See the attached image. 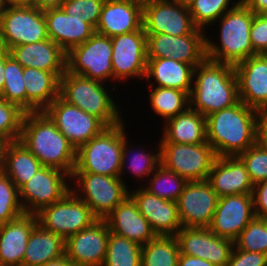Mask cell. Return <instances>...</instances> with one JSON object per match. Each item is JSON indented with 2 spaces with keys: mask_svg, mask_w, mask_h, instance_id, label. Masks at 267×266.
<instances>
[{
  "mask_svg": "<svg viewBox=\"0 0 267 266\" xmlns=\"http://www.w3.org/2000/svg\"><path fill=\"white\" fill-rule=\"evenodd\" d=\"M37 223L64 240L91 226L98 218L89 206L70 191L62 200L41 208Z\"/></svg>",
  "mask_w": 267,
  "mask_h": 266,
  "instance_id": "9",
  "label": "cell"
},
{
  "mask_svg": "<svg viewBox=\"0 0 267 266\" xmlns=\"http://www.w3.org/2000/svg\"><path fill=\"white\" fill-rule=\"evenodd\" d=\"M260 114L239 100L231 107L206 116L207 142L216 156H238L253 146Z\"/></svg>",
  "mask_w": 267,
  "mask_h": 266,
  "instance_id": "1",
  "label": "cell"
},
{
  "mask_svg": "<svg viewBox=\"0 0 267 266\" xmlns=\"http://www.w3.org/2000/svg\"><path fill=\"white\" fill-rule=\"evenodd\" d=\"M9 141L0 137V173L4 170L5 151Z\"/></svg>",
  "mask_w": 267,
  "mask_h": 266,
  "instance_id": "55",
  "label": "cell"
},
{
  "mask_svg": "<svg viewBox=\"0 0 267 266\" xmlns=\"http://www.w3.org/2000/svg\"><path fill=\"white\" fill-rule=\"evenodd\" d=\"M111 58V38L95 32L88 40L67 53L66 70L101 82L109 79L113 81Z\"/></svg>",
  "mask_w": 267,
  "mask_h": 266,
  "instance_id": "11",
  "label": "cell"
},
{
  "mask_svg": "<svg viewBox=\"0 0 267 266\" xmlns=\"http://www.w3.org/2000/svg\"><path fill=\"white\" fill-rule=\"evenodd\" d=\"M218 198L207 180L187 182L176 202L182 227L208 228L212 222Z\"/></svg>",
  "mask_w": 267,
  "mask_h": 266,
  "instance_id": "17",
  "label": "cell"
},
{
  "mask_svg": "<svg viewBox=\"0 0 267 266\" xmlns=\"http://www.w3.org/2000/svg\"><path fill=\"white\" fill-rule=\"evenodd\" d=\"M127 135H126V140L123 142V148H122V166H121V171H120V178L122 179L123 182H125V179L122 177L125 175L124 172L125 170H129L130 173L134 176L135 178H141L139 181L145 179L147 181V178H149L152 173L155 171V169L160 165V146H157L155 151H151L146 153V150H143V147L139 150L133 149V146H128V140H127ZM133 151V152H132ZM156 152V153H155ZM129 154V155H128ZM129 156V157H128ZM128 159V160H127ZM130 161V162H129ZM129 163L128 165L126 164ZM129 166L128 169H126Z\"/></svg>",
  "mask_w": 267,
  "mask_h": 266,
  "instance_id": "35",
  "label": "cell"
},
{
  "mask_svg": "<svg viewBox=\"0 0 267 266\" xmlns=\"http://www.w3.org/2000/svg\"><path fill=\"white\" fill-rule=\"evenodd\" d=\"M163 123L159 143L200 144L207 141L206 117L191 107Z\"/></svg>",
  "mask_w": 267,
  "mask_h": 266,
  "instance_id": "30",
  "label": "cell"
},
{
  "mask_svg": "<svg viewBox=\"0 0 267 266\" xmlns=\"http://www.w3.org/2000/svg\"><path fill=\"white\" fill-rule=\"evenodd\" d=\"M25 114L19 106L0 95V137L9 142L19 140Z\"/></svg>",
  "mask_w": 267,
  "mask_h": 266,
  "instance_id": "43",
  "label": "cell"
},
{
  "mask_svg": "<svg viewBox=\"0 0 267 266\" xmlns=\"http://www.w3.org/2000/svg\"><path fill=\"white\" fill-rule=\"evenodd\" d=\"M237 249L267 254V222L263 217H254L234 241Z\"/></svg>",
  "mask_w": 267,
  "mask_h": 266,
  "instance_id": "41",
  "label": "cell"
},
{
  "mask_svg": "<svg viewBox=\"0 0 267 266\" xmlns=\"http://www.w3.org/2000/svg\"><path fill=\"white\" fill-rule=\"evenodd\" d=\"M19 141L42 166L72 175L76 165V149L44 111L25 114Z\"/></svg>",
  "mask_w": 267,
  "mask_h": 266,
  "instance_id": "2",
  "label": "cell"
},
{
  "mask_svg": "<svg viewBox=\"0 0 267 266\" xmlns=\"http://www.w3.org/2000/svg\"><path fill=\"white\" fill-rule=\"evenodd\" d=\"M225 266H267V254L243 251L234 246Z\"/></svg>",
  "mask_w": 267,
  "mask_h": 266,
  "instance_id": "47",
  "label": "cell"
},
{
  "mask_svg": "<svg viewBox=\"0 0 267 266\" xmlns=\"http://www.w3.org/2000/svg\"><path fill=\"white\" fill-rule=\"evenodd\" d=\"M160 164L187 182L207 180L216 154L206 141L200 144L159 143Z\"/></svg>",
  "mask_w": 267,
  "mask_h": 266,
  "instance_id": "8",
  "label": "cell"
},
{
  "mask_svg": "<svg viewBox=\"0 0 267 266\" xmlns=\"http://www.w3.org/2000/svg\"><path fill=\"white\" fill-rule=\"evenodd\" d=\"M41 266H75V264L66 256L47 262Z\"/></svg>",
  "mask_w": 267,
  "mask_h": 266,
  "instance_id": "53",
  "label": "cell"
},
{
  "mask_svg": "<svg viewBox=\"0 0 267 266\" xmlns=\"http://www.w3.org/2000/svg\"><path fill=\"white\" fill-rule=\"evenodd\" d=\"M69 178V179H68ZM71 175L59 169L43 166L20 189V201L25 213L36 214L41 208L62 200L70 191Z\"/></svg>",
  "mask_w": 267,
  "mask_h": 266,
  "instance_id": "12",
  "label": "cell"
},
{
  "mask_svg": "<svg viewBox=\"0 0 267 266\" xmlns=\"http://www.w3.org/2000/svg\"><path fill=\"white\" fill-rule=\"evenodd\" d=\"M110 229L104 219L65 240V255L75 266H102Z\"/></svg>",
  "mask_w": 267,
  "mask_h": 266,
  "instance_id": "20",
  "label": "cell"
},
{
  "mask_svg": "<svg viewBox=\"0 0 267 266\" xmlns=\"http://www.w3.org/2000/svg\"><path fill=\"white\" fill-rule=\"evenodd\" d=\"M206 32L196 28L191 34H146L147 58H172L194 68L206 59Z\"/></svg>",
  "mask_w": 267,
  "mask_h": 266,
  "instance_id": "14",
  "label": "cell"
},
{
  "mask_svg": "<svg viewBox=\"0 0 267 266\" xmlns=\"http://www.w3.org/2000/svg\"><path fill=\"white\" fill-rule=\"evenodd\" d=\"M5 7L32 6V0H3Z\"/></svg>",
  "mask_w": 267,
  "mask_h": 266,
  "instance_id": "56",
  "label": "cell"
},
{
  "mask_svg": "<svg viewBox=\"0 0 267 266\" xmlns=\"http://www.w3.org/2000/svg\"><path fill=\"white\" fill-rule=\"evenodd\" d=\"M194 67L172 58H148L145 79L148 86L175 88L186 91L189 95L192 91ZM156 83V85H154Z\"/></svg>",
  "mask_w": 267,
  "mask_h": 266,
  "instance_id": "29",
  "label": "cell"
},
{
  "mask_svg": "<svg viewBox=\"0 0 267 266\" xmlns=\"http://www.w3.org/2000/svg\"><path fill=\"white\" fill-rule=\"evenodd\" d=\"M143 29L146 34H191L196 27L186 6L162 0L143 7Z\"/></svg>",
  "mask_w": 267,
  "mask_h": 266,
  "instance_id": "19",
  "label": "cell"
},
{
  "mask_svg": "<svg viewBox=\"0 0 267 266\" xmlns=\"http://www.w3.org/2000/svg\"><path fill=\"white\" fill-rule=\"evenodd\" d=\"M152 110L163 118V122L177 116L190 107L189 94L175 88L148 86Z\"/></svg>",
  "mask_w": 267,
  "mask_h": 266,
  "instance_id": "34",
  "label": "cell"
},
{
  "mask_svg": "<svg viewBox=\"0 0 267 266\" xmlns=\"http://www.w3.org/2000/svg\"><path fill=\"white\" fill-rule=\"evenodd\" d=\"M173 2L178 3L179 5H183L186 7H189V5L194 1V0H171Z\"/></svg>",
  "mask_w": 267,
  "mask_h": 266,
  "instance_id": "58",
  "label": "cell"
},
{
  "mask_svg": "<svg viewBox=\"0 0 267 266\" xmlns=\"http://www.w3.org/2000/svg\"><path fill=\"white\" fill-rule=\"evenodd\" d=\"M232 0H194L188 7L193 24L196 28L205 31L209 25L215 24L228 10H231L237 2ZM232 6H229L230 4ZM235 3V4H234ZM208 26V27H207Z\"/></svg>",
  "mask_w": 267,
  "mask_h": 266,
  "instance_id": "40",
  "label": "cell"
},
{
  "mask_svg": "<svg viewBox=\"0 0 267 266\" xmlns=\"http://www.w3.org/2000/svg\"><path fill=\"white\" fill-rule=\"evenodd\" d=\"M254 212L256 217L267 216V180L257 183L252 191Z\"/></svg>",
  "mask_w": 267,
  "mask_h": 266,
  "instance_id": "48",
  "label": "cell"
},
{
  "mask_svg": "<svg viewBox=\"0 0 267 266\" xmlns=\"http://www.w3.org/2000/svg\"><path fill=\"white\" fill-rule=\"evenodd\" d=\"M124 121L106 127L100 134L76 150L73 172H87L120 177L123 142L126 140Z\"/></svg>",
  "mask_w": 267,
  "mask_h": 266,
  "instance_id": "6",
  "label": "cell"
},
{
  "mask_svg": "<svg viewBox=\"0 0 267 266\" xmlns=\"http://www.w3.org/2000/svg\"><path fill=\"white\" fill-rule=\"evenodd\" d=\"M37 224L35 214L25 213L0 225V264L22 266L29 236Z\"/></svg>",
  "mask_w": 267,
  "mask_h": 266,
  "instance_id": "28",
  "label": "cell"
},
{
  "mask_svg": "<svg viewBox=\"0 0 267 266\" xmlns=\"http://www.w3.org/2000/svg\"><path fill=\"white\" fill-rule=\"evenodd\" d=\"M43 166L19 140L10 141L5 151L3 172L20 189Z\"/></svg>",
  "mask_w": 267,
  "mask_h": 266,
  "instance_id": "33",
  "label": "cell"
},
{
  "mask_svg": "<svg viewBox=\"0 0 267 266\" xmlns=\"http://www.w3.org/2000/svg\"><path fill=\"white\" fill-rule=\"evenodd\" d=\"M49 39L44 10L34 6L5 7L0 17V48Z\"/></svg>",
  "mask_w": 267,
  "mask_h": 266,
  "instance_id": "10",
  "label": "cell"
},
{
  "mask_svg": "<svg viewBox=\"0 0 267 266\" xmlns=\"http://www.w3.org/2000/svg\"><path fill=\"white\" fill-rule=\"evenodd\" d=\"M254 14H267V0H241Z\"/></svg>",
  "mask_w": 267,
  "mask_h": 266,
  "instance_id": "51",
  "label": "cell"
},
{
  "mask_svg": "<svg viewBox=\"0 0 267 266\" xmlns=\"http://www.w3.org/2000/svg\"><path fill=\"white\" fill-rule=\"evenodd\" d=\"M5 81V49L0 48V94Z\"/></svg>",
  "mask_w": 267,
  "mask_h": 266,
  "instance_id": "54",
  "label": "cell"
},
{
  "mask_svg": "<svg viewBox=\"0 0 267 266\" xmlns=\"http://www.w3.org/2000/svg\"><path fill=\"white\" fill-rule=\"evenodd\" d=\"M9 52L23 68L54 72L59 77L66 71L67 53L50 39L14 46Z\"/></svg>",
  "mask_w": 267,
  "mask_h": 266,
  "instance_id": "27",
  "label": "cell"
},
{
  "mask_svg": "<svg viewBox=\"0 0 267 266\" xmlns=\"http://www.w3.org/2000/svg\"><path fill=\"white\" fill-rule=\"evenodd\" d=\"M239 100L267 112V54H257L234 65Z\"/></svg>",
  "mask_w": 267,
  "mask_h": 266,
  "instance_id": "21",
  "label": "cell"
},
{
  "mask_svg": "<svg viewBox=\"0 0 267 266\" xmlns=\"http://www.w3.org/2000/svg\"><path fill=\"white\" fill-rule=\"evenodd\" d=\"M143 8L132 0H106L95 32L114 37L143 26Z\"/></svg>",
  "mask_w": 267,
  "mask_h": 266,
  "instance_id": "26",
  "label": "cell"
},
{
  "mask_svg": "<svg viewBox=\"0 0 267 266\" xmlns=\"http://www.w3.org/2000/svg\"><path fill=\"white\" fill-rule=\"evenodd\" d=\"M104 220L110 232L134 241L141 246L157 236L129 195Z\"/></svg>",
  "mask_w": 267,
  "mask_h": 266,
  "instance_id": "25",
  "label": "cell"
},
{
  "mask_svg": "<svg viewBox=\"0 0 267 266\" xmlns=\"http://www.w3.org/2000/svg\"><path fill=\"white\" fill-rule=\"evenodd\" d=\"M103 85L105 82L75 75L66 70L60 77L59 97L68 104L96 116L107 127L118 125L124 121L121 110L113 100V95L108 93L109 89Z\"/></svg>",
  "mask_w": 267,
  "mask_h": 266,
  "instance_id": "5",
  "label": "cell"
},
{
  "mask_svg": "<svg viewBox=\"0 0 267 266\" xmlns=\"http://www.w3.org/2000/svg\"><path fill=\"white\" fill-rule=\"evenodd\" d=\"M190 107L205 117L239 101L234 65L205 59L193 71Z\"/></svg>",
  "mask_w": 267,
  "mask_h": 266,
  "instance_id": "3",
  "label": "cell"
},
{
  "mask_svg": "<svg viewBox=\"0 0 267 266\" xmlns=\"http://www.w3.org/2000/svg\"><path fill=\"white\" fill-rule=\"evenodd\" d=\"M254 13L240 0L218 20L219 42L206 37V59L236 65L257 55L250 41V28Z\"/></svg>",
  "mask_w": 267,
  "mask_h": 266,
  "instance_id": "4",
  "label": "cell"
},
{
  "mask_svg": "<svg viewBox=\"0 0 267 266\" xmlns=\"http://www.w3.org/2000/svg\"><path fill=\"white\" fill-rule=\"evenodd\" d=\"M44 15L48 38L66 53L84 43L95 33L90 24L74 15H67L61 7L46 9Z\"/></svg>",
  "mask_w": 267,
  "mask_h": 266,
  "instance_id": "24",
  "label": "cell"
},
{
  "mask_svg": "<svg viewBox=\"0 0 267 266\" xmlns=\"http://www.w3.org/2000/svg\"><path fill=\"white\" fill-rule=\"evenodd\" d=\"M179 255L175 236H156L142 245L141 266H178Z\"/></svg>",
  "mask_w": 267,
  "mask_h": 266,
  "instance_id": "36",
  "label": "cell"
},
{
  "mask_svg": "<svg viewBox=\"0 0 267 266\" xmlns=\"http://www.w3.org/2000/svg\"><path fill=\"white\" fill-rule=\"evenodd\" d=\"M71 180L75 182L71 191L89 206L98 219H104L129 195V187L120 177L73 172Z\"/></svg>",
  "mask_w": 267,
  "mask_h": 266,
  "instance_id": "7",
  "label": "cell"
},
{
  "mask_svg": "<svg viewBox=\"0 0 267 266\" xmlns=\"http://www.w3.org/2000/svg\"><path fill=\"white\" fill-rule=\"evenodd\" d=\"M175 237L180 254L195 256L216 266H225L234 248V241L219 237L206 227H182Z\"/></svg>",
  "mask_w": 267,
  "mask_h": 266,
  "instance_id": "16",
  "label": "cell"
},
{
  "mask_svg": "<svg viewBox=\"0 0 267 266\" xmlns=\"http://www.w3.org/2000/svg\"><path fill=\"white\" fill-rule=\"evenodd\" d=\"M253 185L267 180V151L256 143L238 155Z\"/></svg>",
  "mask_w": 267,
  "mask_h": 266,
  "instance_id": "45",
  "label": "cell"
},
{
  "mask_svg": "<svg viewBox=\"0 0 267 266\" xmlns=\"http://www.w3.org/2000/svg\"><path fill=\"white\" fill-rule=\"evenodd\" d=\"M44 112L77 150L107 126L96 116L57 97Z\"/></svg>",
  "mask_w": 267,
  "mask_h": 266,
  "instance_id": "13",
  "label": "cell"
},
{
  "mask_svg": "<svg viewBox=\"0 0 267 266\" xmlns=\"http://www.w3.org/2000/svg\"><path fill=\"white\" fill-rule=\"evenodd\" d=\"M64 0H32V6L40 10L61 7Z\"/></svg>",
  "mask_w": 267,
  "mask_h": 266,
  "instance_id": "52",
  "label": "cell"
},
{
  "mask_svg": "<svg viewBox=\"0 0 267 266\" xmlns=\"http://www.w3.org/2000/svg\"><path fill=\"white\" fill-rule=\"evenodd\" d=\"M132 1H134L137 5H140L143 8L146 5H149V4H152L155 2H159L162 0H132Z\"/></svg>",
  "mask_w": 267,
  "mask_h": 266,
  "instance_id": "57",
  "label": "cell"
},
{
  "mask_svg": "<svg viewBox=\"0 0 267 266\" xmlns=\"http://www.w3.org/2000/svg\"><path fill=\"white\" fill-rule=\"evenodd\" d=\"M250 41L257 54H267V14H254Z\"/></svg>",
  "mask_w": 267,
  "mask_h": 266,
  "instance_id": "46",
  "label": "cell"
},
{
  "mask_svg": "<svg viewBox=\"0 0 267 266\" xmlns=\"http://www.w3.org/2000/svg\"><path fill=\"white\" fill-rule=\"evenodd\" d=\"M65 255V240L37 224L32 230L22 266H41Z\"/></svg>",
  "mask_w": 267,
  "mask_h": 266,
  "instance_id": "32",
  "label": "cell"
},
{
  "mask_svg": "<svg viewBox=\"0 0 267 266\" xmlns=\"http://www.w3.org/2000/svg\"><path fill=\"white\" fill-rule=\"evenodd\" d=\"M112 40L114 80L144 79L147 71V38L143 26L136 31L116 35Z\"/></svg>",
  "mask_w": 267,
  "mask_h": 266,
  "instance_id": "15",
  "label": "cell"
},
{
  "mask_svg": "<svg viewBox=\"0 0 267 266\" xmlns=\"http://www.w3.org/2000/svg\"><path fill=\"white\" fill-rule=\"evenodd\" d=\"M254 217L252 194L222 196L208 228L219 237L235 241Z\"/></svg>",
  "mask_w": 267,
  "mask_h": 266,
  "instance_id": "18",
  "label": "cell"
},
{
  "mask_svg": "<svg viewBox=\"0 0 267 266\" xmlns=\"http://www.w3.org/2000/svg\"><path fill=\"white\" fill-rule=\"evenodd\" d=\"M4 9H5V6H4L3 0H0V17L2 15Z\"/></svg>",
  "mask_w": 267,
  "mask_h": 266,
  "instance_id": "59",
  "label": "cell"
},
{
  "mask_svg": "<svg viewBox=\"0 0 267 266\" xmlns=\"http://www.w3.org/2000/svg\"><path fill=\"white\" fill-rule=\"evenodd\" d=\"M139 187L136 191L134 188L129 191L138 211L147 219L157 236H175L182 228L177 203L159 198Z\"/></svg>",
  "mask_w": 267,
  "mask_h": 266,
  "instance_id": "22",
  "label": "cell"
},
{
  "mask_svg": "<svg viewBox=\"0 0 267 266\" xmlns=\"http://www.w3.org/2000/svg\"><path fill=\"white\" fill-rule=\"evenodd\" d=\"M256 144L267 151V112H261L256 126Z\"/></svg>",
  "mask_w": 267,
  "mask_h": 266,
  "instance_id": "49",
  "label": "cell"
},
{
  "mask_svg": "<svg viewBox=\"0 0 267 266\" xmlns=\"http://www.w3.org/2000/svg\"><path fill=\"white\" fill-rule=\"evenodd\" d=\"M26 87V113L44 111L59 97L60 77L54 72L26 67L23 69Z\"/></svg>",
  "mask_w": 267,
  "mask_h": 266,
  "instance_id": "31",
  "label": "cell"
},
{
  "mask_svg": "<svg viewBox=\"0 0 267 266\" xmlns=\"http://www.w3.org/2000/svg\"><path fill=\"white\" fill-rule=\"evenodd\" d=\"M141 252L140 244L110 232L102 266H141Z\"/></svg>",
  "mask_w": 267,
  "mask_h": 266,
  "instance_id": "37",
  "label": "cell"
},
{
  "mask_svg": "<svg viewBox=\"0 0 267 266\" xmlns=\"http://www.w3.org/2000/svg\"><path fill=\"white\" fill-rule=\"evenodd\" d=\"M186 183L184 178L160 164L152 173L151 179L149 178L147 186L143 188L159 198L177 202Z\"/></svg>",
  "mask_w": 267,
  "mask_h": 266,
  "instance_id": "39",
  "label": "cell"
},
{
  "mask_svg": "<svg viewBox=\"0 0 267 266\" xmlns=\"http://www.w3.org/2000/svg\"><path fill=\"white\" fill-rule=\"evenodd\" d=\"M106 0H64L61 8L67 15H74L94 29L100 19L103 4Z\"/></svg>",
  "mask_w": 267,
  "mask_h": 266,
  "instance_id": "44",
  "label": "cell"
},
{
  "mask_svg": "<svg viewBox=\"0 0 267 266\" xmlns=\"http://www.w3.org/2000/svg\"><path fill=\"white\" fill-rule=\"evenodd\" d=\"M218 197L252 194L254 185L238 156L216 157L207 178Z\"/></svg>",
  "mask_w": 267,
  "mask_h": 266,
  "instance_id": "23",
  "label": "cell"
},
{
  "mask_svg": "<svg viewBox=\"0 0 267 266\" xmlns=\"http://www.w3.org/2000/svg\"><path fill=\"white\" fill-rule=\"evenodd\" d=\"M23 67L5 50V81L1 96L9 103L19 106L26 112V87Z\"/></svg>",
  "mask_w": 267,
  "mask_h": 266,
  "instance_id": "38",
  "label": "cell"
},
{
  "mask_svg": "<svg viewBox=\"0 0 267 266\" xmlns=\"http://www.w3.org/2000/svg\"><path fill=\"white\" fill-rule=\"evenodd\" d=\"M178 266H216V265L210 263L207 260L195 256L180 254L178 258Z\"/></svg>",
  "mask_w": 267,
  "mask_h": 266,
  "instance_id": "50",
  "label": "cell"
},
{
  "mask_svg": "<svg viewBox=\"0 0 267 266\" xmlns=\"http://www.w3.org/2000/svg\"><path fill=\"white\" fill-rule=\"evenodd\" d=\"M25 214L19 189L4 173H0V225Z\"/></svg>",
  "mask_w": 267,
  "mask_h": 266,
  "instance_id": "42",
  "label": "cell"
}]
</instances>
